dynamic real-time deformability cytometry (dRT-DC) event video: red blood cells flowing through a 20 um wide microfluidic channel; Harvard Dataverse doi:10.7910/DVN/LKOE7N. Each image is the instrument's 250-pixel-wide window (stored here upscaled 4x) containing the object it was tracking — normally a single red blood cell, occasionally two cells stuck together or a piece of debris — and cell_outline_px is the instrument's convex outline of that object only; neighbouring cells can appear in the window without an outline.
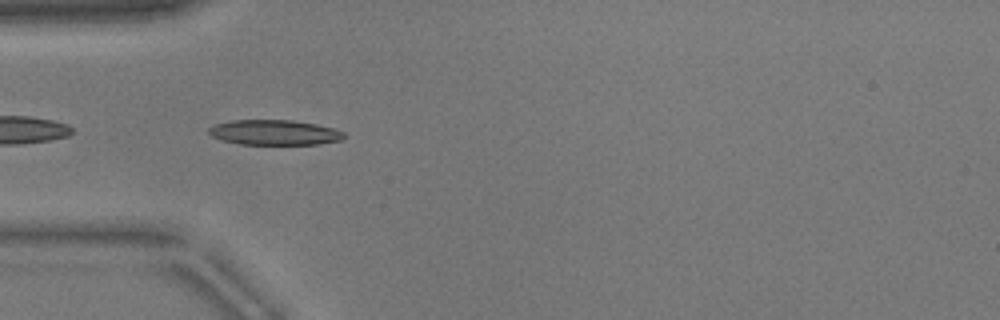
{"species": "common noctule bat (a hibernating species)", "species_latin": "Nyctalus noctula", "temperature_condition": "warm", "stored_images_in_passage": 51, "camera_frame_rate_fps": 3000, "um_per_image_px": 0.085, "animal": {"sex": "male", "body_mass_g": 17.9}, "frame": {"image": 1, "passage_image": 15, "time_ms": 4.667, "image_size_px": [1000, 320], "cell_outline_px": [[344, 136], [340, 140], [316, 144], [240, 144], [224, 140], [212, 136], [208, 132], [208, 128], [216, 124], [232, 120], [292, 120], [316, 124], [332, 128], [344, 132]], "centroid_in_image_um": [23.31, 11.25], "position_along_channel_um": 61.7, "area_um2": 19.54}}
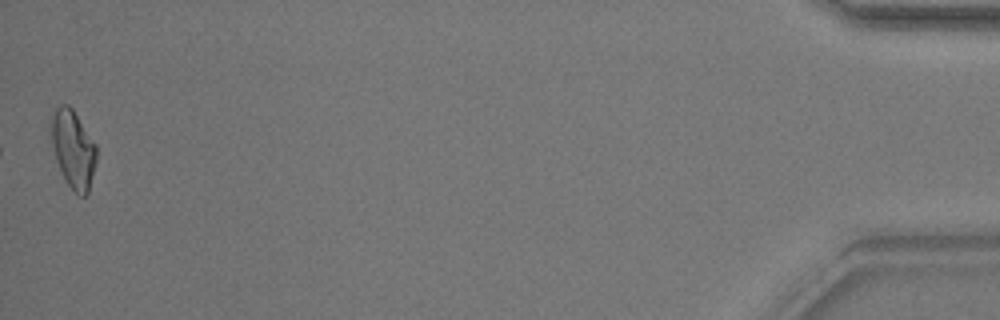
{"frame": {"image": 2, "passage_image": 51, "time_ms": 16.667, "image_size_px": [1000, 320], "cell_outline_px": [[96, 160], [88, 192], [84, 196], [80, 196], [68, 184], [56, 160], [52, 144], [48, 124], [56, 108], [60, 104], [68, 104], [72, 108], [96, 144]], "centroid_in_image_um": [6.19, 12.61], "position_along_channel_um": 429.0, "area_um2": 20.4}, "authors_computed_cell_mechanics": {"area_um2": 19.8254, "velocity_mm_per_s": 3.8558, "shape_relaxation_time_tau1_ms": 4.1839, "shape_relaxation_time_tau2_ms": 2.012, "deformation_change_tau1": 0.1863, "deformation_change_tau2": 0.0892}}